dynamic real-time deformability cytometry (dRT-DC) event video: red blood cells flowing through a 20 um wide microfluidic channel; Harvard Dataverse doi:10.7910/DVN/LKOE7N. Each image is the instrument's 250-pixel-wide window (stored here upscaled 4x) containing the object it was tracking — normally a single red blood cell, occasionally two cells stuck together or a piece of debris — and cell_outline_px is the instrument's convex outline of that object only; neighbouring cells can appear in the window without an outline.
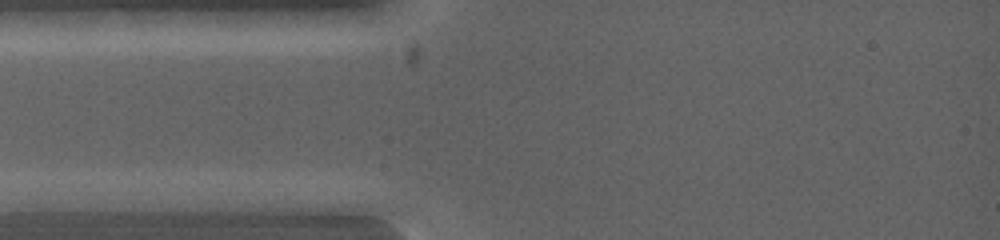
{"species": "common noctule bat (a hibernating species)", "species_latin": "Nyctalus noctula", "temperature_condition": "warm", "stored_images_in_passage": 3, "camera_frame_rate_fps": 5000, "um_per_image_px": 0.085, "animal": {"sex": "female", "body_mass_g": 19.0, "forearm_length_mm": 53.3}, "frame": {"image": 1, "passage_image": 1, "time_ms": 0.0, "image_size_px": [1000, 240], "cell_outline_px": [[184, 200], [172, 208], [140, 212], [36, 212], [16, 208], [12, 200], [88, 192], [156, 192]], "centroid_in_image_um": [8.44, 17.21], "position_along_channel_um": 76.6, "area_um2": 20.17}}